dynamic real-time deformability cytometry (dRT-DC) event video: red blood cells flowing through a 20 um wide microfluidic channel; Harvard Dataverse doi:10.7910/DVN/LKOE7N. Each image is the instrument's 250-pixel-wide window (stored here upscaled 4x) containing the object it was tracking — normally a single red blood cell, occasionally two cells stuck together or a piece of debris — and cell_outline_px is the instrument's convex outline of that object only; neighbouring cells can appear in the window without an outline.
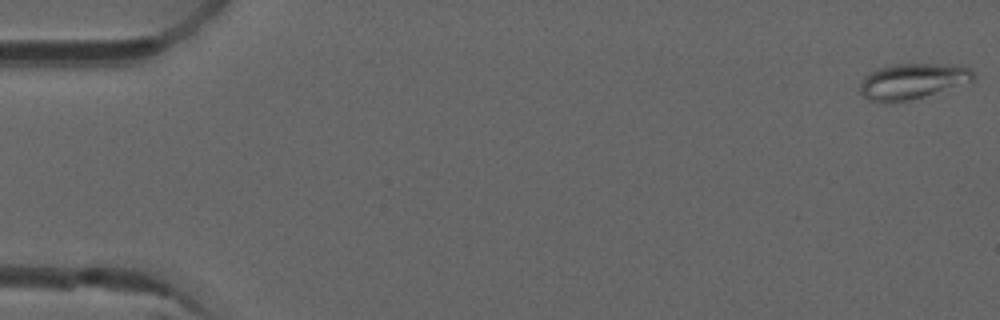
{"species": "common noctule bat (a hibernating species)", "species_latin": "Nyctalus noctula", "temperature_condition": "room temperature", "stored_images_in_passage": 52, "camera_frame_rate_fps": 3000, "um_per_image_px": 0.085, "animal": {"sex": "male", "forearm_length_mm": 52.5}, "frame": {"image": 1, "passage_image": 1, "time_ms": 0.0, "image_size_px": [1000, 320], "cell_outline_px": [[976, 76], [972, 84], [908, 100], [888, 104], [884, 104], [868, 100], [860, 92], [860, 84], [864, 76], [888, 64], [964, 64]], "centroid_in_image_um": [77.63, 6.91], "position_along_channel_um": 7.4, "area_um2": 24.28}}
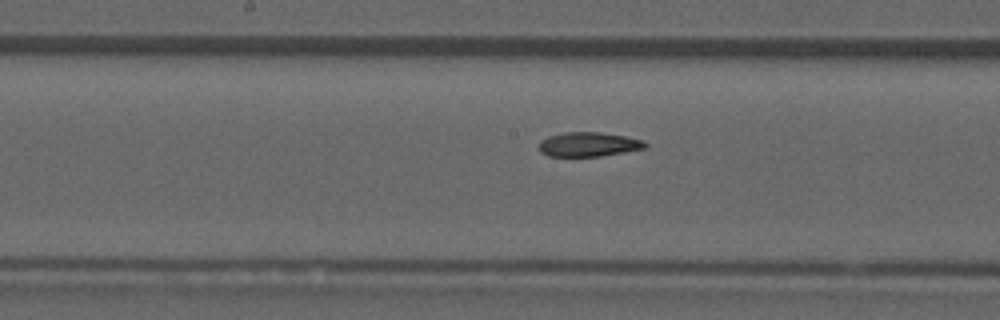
{"frame": {"image": 2, "passage_image": 27, "time_ms": 8.667, "image_size_px": [1000, 320], "cell_outline_px": [[648, 148], [600, 156], [548, 156], [540, 152], [540, 140], [548, 136], [564, 132], [600, 132], [624, 136], [644, 140], [648, 144]], "centroid_in_image_um": [50.05, 12.27], "position_along_channel_um": 198.1, "area_um2": 15.14}}
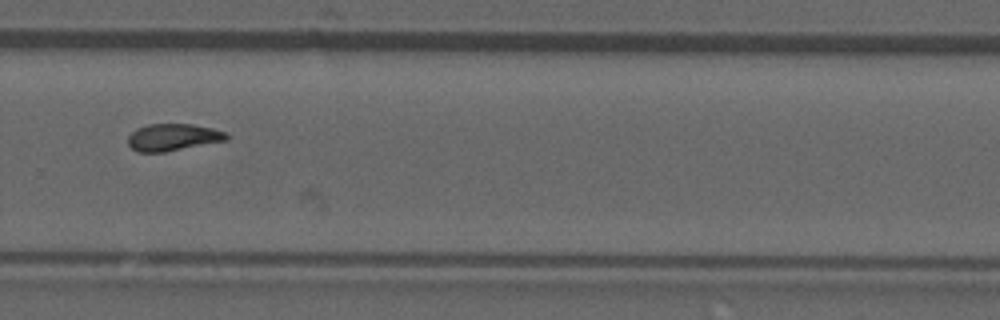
{"frame": {"image": 3, "passage_image": 36, "time_ms": 11.667, "image_size_px": [1000, 320], "cell_outline_px": [[228, 140], [164, 152], [136, 152], [128, 144], [128, 136], [136, 128], [148, 124], [192, 124], [212, 128], [228, 132]], "centroid_in_image_um": [14.7, 11.66], "position_along_channel_um": 315.1, "area_um2": 15.61}, "authors_computed_cell_mechanics": {"area_um2": 15.7794, "velocity_mm_per_s": 3.9099, "shape_relaxation_time_tau1_ms": null, "shape_relaxation_time_tau2_ms": 2.1011, "deformation_change_tau1": null, "deformation_change_tau2": 0.0843}}